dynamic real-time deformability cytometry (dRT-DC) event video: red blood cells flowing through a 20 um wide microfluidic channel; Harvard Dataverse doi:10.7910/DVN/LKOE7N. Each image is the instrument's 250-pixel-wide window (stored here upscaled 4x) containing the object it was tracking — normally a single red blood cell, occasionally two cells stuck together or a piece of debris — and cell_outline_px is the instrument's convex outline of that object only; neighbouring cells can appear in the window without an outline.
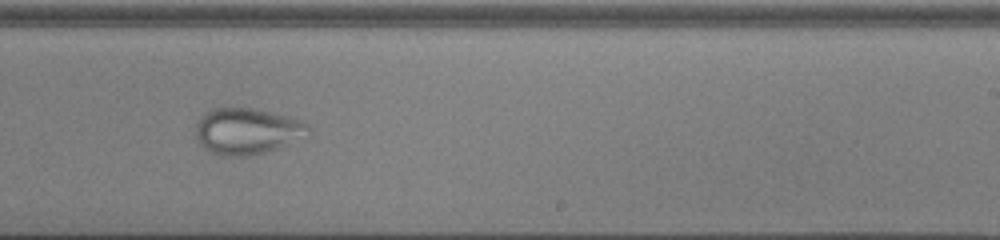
{"species": "common noctule bat (a hibernating species)", "species_latin": "Nyctalus noctula", "temperature_condition": "cold", "stored_images_in_passage": 54, "camera_frame_rate_fps": 3000, "um_per_image_px": 0.085, "animal": {"sex": "male", "body_mass_g": 13.0, "forearm_length_mm": 53.1}, "frame": {"image": 1, "passage_image": 35, "time_ms": 11.333, "image_size_px": [1000, 240], "cell_outline_px": [[312, 128], [288, 144], [264, 152], [248, 156], [220, 156], [208, 152], [200, 144], [196, 136], [196, 124], [200, 116], [204, 112], [216, 108], [252, 108], [288, 116], [304, 120]], "centroid_in_image_um": [20.95, 11.14], "position_along_channel_um": 268.1, "area_um2": 30.23}}
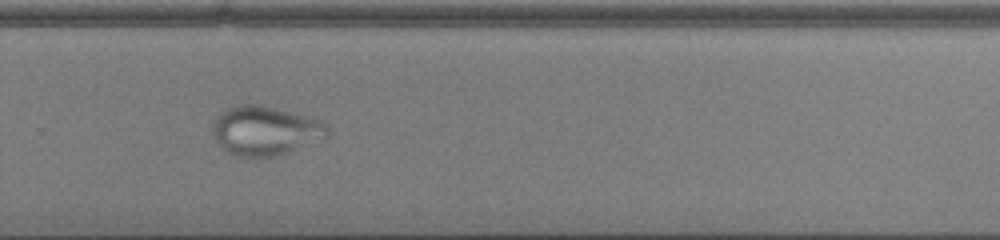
{"frame": {"image": 2, "passage_image": 38, "time_ms": 12.333, "image_size_px": [1000, 240], "cell_outline_px": [[328, 136], [296, 148], [272, 156], [236, 156], [228, 152], [216, 140], [212, 132], [212, 128], [216, 116], [224, 108], [236, 104], [260, 104], [276, 108], [320, 120], [328, 128]], "centroid_in_image_um": [22.47, 11.07], "position_along_channel_um": 307.3, "area_um2": 32.37}}